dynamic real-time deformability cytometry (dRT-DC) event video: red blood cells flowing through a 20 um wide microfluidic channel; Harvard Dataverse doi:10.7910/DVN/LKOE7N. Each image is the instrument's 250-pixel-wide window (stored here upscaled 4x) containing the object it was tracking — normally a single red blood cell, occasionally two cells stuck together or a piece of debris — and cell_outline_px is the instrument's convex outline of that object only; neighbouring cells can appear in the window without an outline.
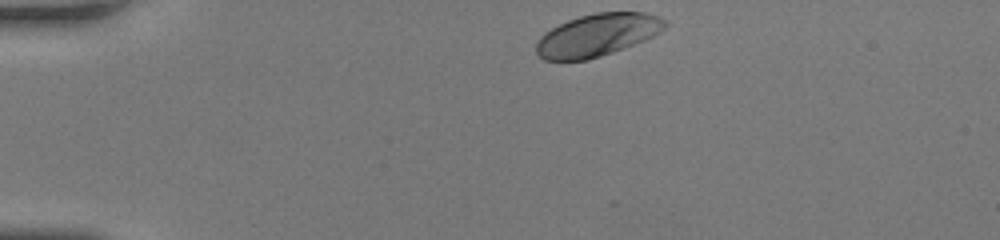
{"species": "human", "species_latin": "Homo sapiens", "temperature_condition": "room temperature", "stored_images_in_passage": 35, "camera_frame_rate_fps": 3000, "um_per_image_px": 0.085, "donor": {"sex": "female"}, "frame": {"image": 1, "passage_image": 1, "time_ms": 0.0, "image_size_px": [1000, 240], "cell_outline_px": [[668, 24], [660, 32], [644, 40], [612, 52], [588, 60], [544, 60], [536, 52], [536, 44], [540, 36], [544, 32], [568, 20], [580, 16], [596, 12], [644, 12], [656, 16], [664, 20]], "centroid_in_image_um": [50.75, 2.97], "position_along_channel_um": 34.3, "area_um2": 31.56}}
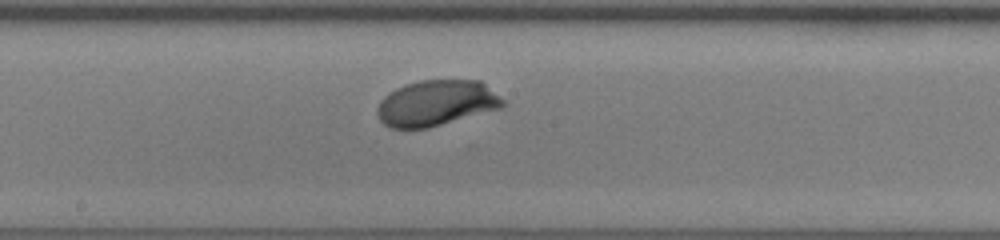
{"frame": {"image": 2, "passage_image": 20, "time_ms": 6.333, "image_size_px": [1000, 240], "cell_outline_px": [[504, 104], [500, 108], [428, 128], [392, 128], [384, 124], [380, 120], [376, 112], [376, 108], [380, 100], [384, 96], [396, 88], [404, 84], [420, 80], [480, 80], [504, 100]], "centroid_in_image_um": [37.05, 8.75], "position_along_channel_um": 211.2, "area_um2": 33.35}}
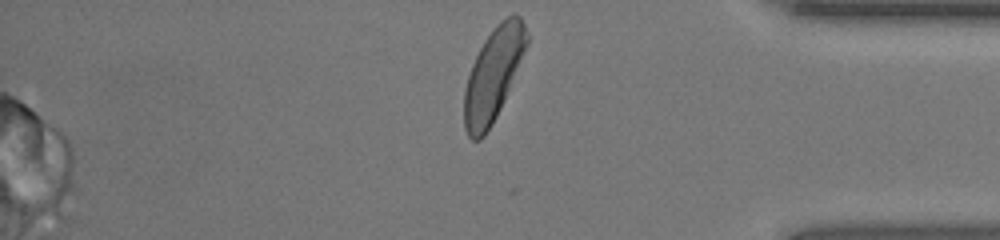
{"frame": {"image": 3, "passage_image": 35, "time_ms": 11.333, "image_size_px": [1000, 240], "cell_outline_px": [[528, 44], [504, 100], [492, 124], [484, 136], [480, 140], [472, 140], [468, 136], [464, 128], [464, 92], [468, 76], [472, 64], [484, 40], [496, 24], [500, 20], [508, 16], [520, 16], [524, 24], [528, 36]], "centroid_in_image_um": [41.91, 6.35], "position_along_channel_um": 393.3, "area_um2": 33.35}, "authors_computed_cell_mechanics": {"area_um2": 33.0038, "velocity_mm_per_s": 3.9581, "shape_relaxation_time_tau1_ms": 1.7139, "shape_relaxation_time_tau2_ms": null, "deformation_change_tau1": 0.1362, "deformation_change_tau2": null}}